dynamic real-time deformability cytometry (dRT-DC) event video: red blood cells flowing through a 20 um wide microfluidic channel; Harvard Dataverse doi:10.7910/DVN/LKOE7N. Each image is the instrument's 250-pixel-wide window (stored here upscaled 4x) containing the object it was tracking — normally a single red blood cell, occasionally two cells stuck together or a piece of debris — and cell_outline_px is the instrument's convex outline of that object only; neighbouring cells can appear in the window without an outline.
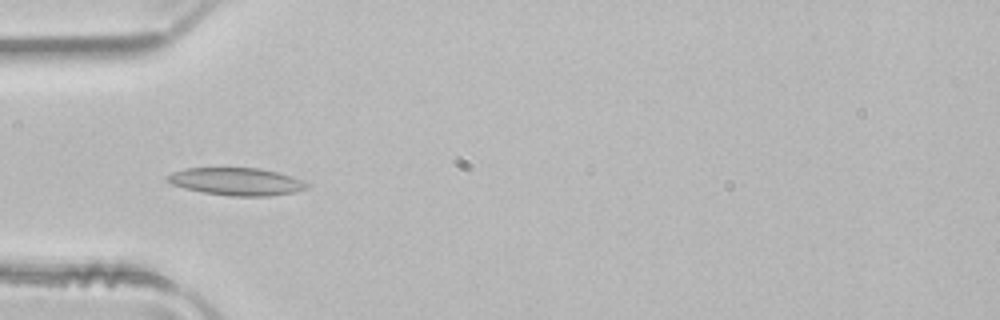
{"species": "common noctule bat (a hibernating species)", "species_latin": "Nyctalus noctula", "temperature_condition": "room temperature", "stored_images_in_passage": 3, "camera_frame_rate_fps": 3000, "um_per_image_px": 0.085, "animal": {"sex": "male", "body_mass_g": 21.5, "forearm_length_mm": 52.0}, "frame": {"image": 1, "passage_image": 2, "time_ms": 0.333, "image_size_px": [1000, 320], "cell_outline_px": [[308, 188], [292, 192], [268, 196], [232, 196], [204, 192], [184, 188], [172, 184], [164, 176], [172, 172], [184, 168], [260, 168], [276, 172], [300, 180], [308, 184]], "centroid_in_image_um": [20.04, 15.42], "position_along_channel_um": 65.0, "area_um2": 22.08}}
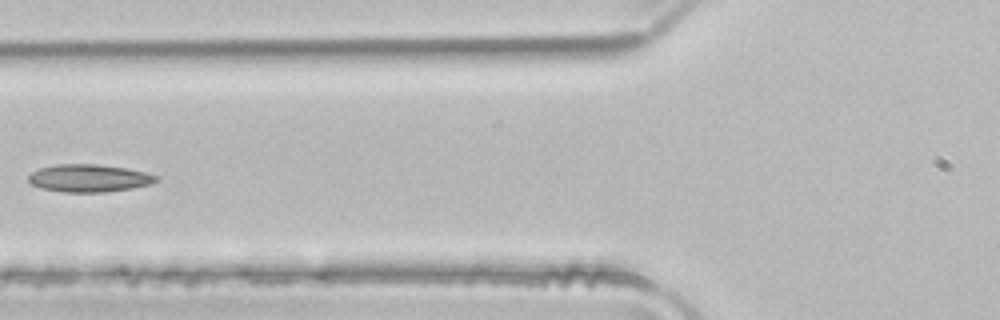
{"frame": {"image": 2, "passage_image": 3, "time_ms": 0.667, "image_size_px": [1000, 320], "cell_outline_px": [[160, 180], [148, 184], [132, 188], [104, 192], [64, 192], [40, 188], [32, 184], [28, 180], [28, 176], [32, 172], [40, 168], [56, 164], [96, 164], [128, 168], [160, 176]], "centroid_in_image_um": [7.58, 15.14], "position_along_channel_um": 118.2, "area_um2": 20.58}}